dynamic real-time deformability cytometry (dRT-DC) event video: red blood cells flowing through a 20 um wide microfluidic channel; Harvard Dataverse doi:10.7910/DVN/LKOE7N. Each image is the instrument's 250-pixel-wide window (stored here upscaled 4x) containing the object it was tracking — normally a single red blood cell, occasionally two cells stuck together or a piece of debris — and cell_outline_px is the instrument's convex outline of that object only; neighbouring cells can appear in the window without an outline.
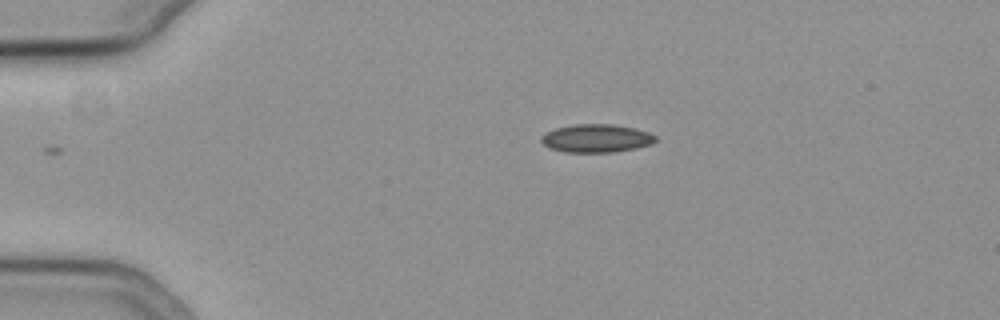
{"species": "common noctule bat (a hibernating species)", "species_latin": "Nyctalus noctula", "temperature_condition": "cold", "stored_images_in_passage": 8, "camera_frame_rate_fps": 3000, "um_per_image_px": 0.085, "animal": {"sex": "female", "body_mass_g": 19.3, "forearm_length_mm": 54.1}, "frame": {"image": 1, "passage_image": 1, "time_ms": 0.0, "image_size_px": [1000, 320], "cell_outline_px": [[656, 140], [652, 144], [636, 148], [612, 152], [564, 152], [548, 148], [540, 140], [540, 136], [556, 128], [572, 124], [612, 124], [636, 128], [648, 132], [656, 136]], "centroid_in_image_um": [50.68, 11.75], "position_along_channel_um": 34.3, "area_um2": 18.84}}